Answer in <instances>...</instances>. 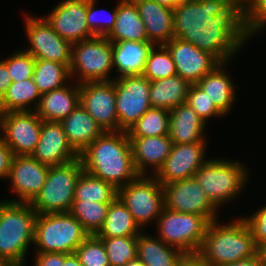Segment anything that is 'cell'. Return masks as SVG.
I'll list each match as a JSON object with an SVG mask.
<instances>
[{"mask_svg":"<svg viewBox=\"0 0 266 266\" xmlns=\"http://www.w3.org/2000/svg\"><path fill=\"white\" fill-rule=\"evenodd\" d=\"M245 3L192 0L173 9L174 37L227 63L251 38L245 24Z\"/></svg>","mask_w":266,"mask_h":266,"instance_id":"6da1fadb","label":"cell"},{"mask_svg":"<svg viewBox=\"0 0 266 266\" xmlns=\"http://www.w3.org/2000/svg\"><path fill=\"white\" fill-rule=\"evenodd\" d=\"M83 170L111 183L116 189L139 176L132 146L125 131H106L79 154Z\"/></svg>","mask_w":266,"mask_h":266,"instance_id":"7a4b0ae2","label":"cell"},{"mask_svg":"<svg viewBox=\"0 0 266 266\" xmlns=\"http://www.w3.org/2000/svg\"><path fill=\"white\" fill-rule=\"evenodd\" d=\"M257 246L243 217L227 225L209 223L198 253L211 266H225L256 255Z\"/></svg>","mask_w":266,"mask_h":266,"instance_id":"3957f363","label":"cell"},{"mask_svg":"<svg viewBox=\"0 0 266 266\" xmlns=\"http://www.w3.org/2000/svg\"><path fill=\"white\" fill-rule=\"evenodd\" d=\"M37 212L30 203L0 200V262L24 266L34 244Z\"/></svg>","mask_w":266,"mask_h":266,"instance_id":"277c9868","label":"cell"},{"mask_svg":"<svg viewBox=\"0 0 266 266\" xmlns=\"http://www.w3.org/2000/svg\"><path fill=\"white\" fill-rule=\"evenodd\" d=\"M89 236L82 224L70 213L38 214L35 224V253H75Z\"/></svg>","mask_w":266,"mask_h":266,"instance_id":"5b68a950","label":"cell"},{"mask_svg":"<svg viewBox=\"0 0 266 266\" xmlns=\"http://www.w3.org/2000/svg\"><path fill=\"white\" fill-rule=\"evenodd\" d=\"M245 168L239 161L210 158L197 170L194 177L218 209L243 191L248 179V169Z\"/></svg>","mask_w":266,"mask_h":266,"instance_id":"8992f818","label":"cell"},{"mask_svg":"<svg viewBox=\"0 0 266 266\" xmlns=\"http://www.w3.org/2000/svg\"><path fill=\"white\" fill-rule=\"evenodd\" d=\"M83 171L80 158L49 167L45 184L30 202L37 214L66 213L71 210L77 181Z\"/></svg>","mask_w":266,"mask_h":266,"instance_id":"52a82bcc","label":"cell"},{"mask_svg":"<svg viewBox=\"0 0 266 266\" xmlns=\"http://www.w3.org/2000/svg\"><path fill=\"white\" fill-rule=\"evenodd\" d=\"M112 45L105 36H95L72 44L70 75H79L77 83L113 81Z\"/></svg>","mask_w":266,"mask_h":266,"instance_id":"ba28073f","label":"cell"},{"mask_svg":"<svg viewBox=\"0 0 266 266\" xmlns=\"http://www.w3.org/2000/svg\"><path fill=\"white\" fill-rule=\"evenodd\" d=\"M209 221L201 215L178 213L164 207L157 220L158 238L185 253H198Z\"/></svg>","mask_w":266,"mask_h":266,"instance_id":"9c48e42d","label":"cell"},{"mask_svg":"<svg viewBox=\"0 0 266 266\" xmlns=\"http://www.w3.org/2000/svg\"><path fill=\"white\" fill-rule=\"evenodd\" d=\"M118 197L128 208L140 228L154 219L157 222L156 220L164 209L162 185L151 174L150 176L139 175L126 186L119 188Z\"/></svg>","mask_w":266,"mask_h":266,"instance_id":"30bf717a","label":"cell"},{"mask_svg":"<svg viewBox=\"0 0 266 266\" xmlns=\"http://www.w3.org/2000/svg\"><path fill=\"white\" fill-rule=\"evenodd\" d=\"M119 131L127 132L152 108L149 99L150 81L143 75L113 78Z\"/></svg>","mask_w":266,"mask_h":266,"instance_id":"8fae6325","label":"cell"},{"mask_svg":"<svg viewBox=\"0 0 266 266\" xmlns=\"http://www.w3.org/2000/svg\"><path fill=\"white\" fill-rule=\"evenodd\" d=\"M25 23L30 47L24 51L35 59L58 62L70 68L72 44L54 31L44 17L27 15Z\"/></svg>","mask_w":266,"mask_h":266,"instance_id":"7c38bea8","label":"cell"},{"mask_svg":"<svg viewBox=\"0 0 266 266\" xmlns=\"http://www.w3.org/2000/svg\"><path fill=\"white\" fill-rule=\"evenodd\" d=\"M42 119L36 111L0 113V129L14 156H31L39 141Z\"/></svg>","mask_w":266,"mask_h":266,"instance_id":"4fadbf2b","label":"cell"},{"mask_svg":"<svg viewBox=\"0 0 266 266\" xmlns=\"http://www.w3.org/2000/svg\"><path fill=\"white\" fill-rule=\"evenodd\" d=\"M164 207L178 213L204 216L209 222L217 219V208L207 198L195 177L162 185Z\"/></svg>","mask_w":266,"mask_h":266,"instance_id":"5bb4252c","label":"cell"},{"mask_svg":"<svg viewBox=\"0 0 266 266\" xmlns=\"http://www.w3.org/2000/svg\"><path fill=\"white\" fill-rule=\"evenodd\" d=\"M80 104L104 132L119 131L114 80L80 84Z\"/></svg>","mask_w":266,"mask_h":266,"instance_id":"9a60e30c","label":"cell"},{"mask_svg":"<svg viewBox=\"0 0 266 266\" xmlns=\"http://www.w3.org/2000/svg\"><path fill=\"white\" fill-rule=\"evenodd\" d=\"M206 142L173 144L169 156L153 176L161 185L194 177L197 170L208 160L204 159Z\"/></svg>","mask_w":266,"mask_h":266,"instance_id":"2e32d148","label":"cell"},{"mask_svg":"<svg viewBox=\"0 0 266 266\" xmlns=\"http://www.w3.org/2000/svg\"><path fill=\"white\" fill-rule=\"evenodd\" d=\"M86 14L87 0H64L44 18L64 40L74 44L95 37Z\"/></svg>","mask_w":266,"mask_h":266,"instance_id":"e0dca14e","label":"cell"},{"mask_svg":"<svg viewBox=\"0 0 266 266\" xmlns=\"http://www.w3.org/2000/svg\"><path fill=\"white\" fill-rule=\"evenodd\" d=\"M165 46L171 53L177 75L190 84H196L220 64L209 52L175 37L166 43Z\"/></svg>","mask_w":266,"mask_h":266,"instance_id":"ac0fdd59","label":"cell"},{"mask_svg":"<svg viewBox=\"0 0 266 266\" xmlns=\"http://www.w3.org/2000/svg\"><path fill=\"white\" fill-rule=\"evenodd\" d=\"M48 171L49 166L41 164L32 156H14L8 179L18 200L8 201L30 203L45 184Z\"/></svg>","mask_w":266,"mask_h":266,"instance_id":"d6986e66","label":"cell"},{"mask_svg":"<svg viewBox=\"0 0 266 266\" xmlns=\"http://www.w3.org/2000/svg\"><path fill=\"white\" fill-rule=\"evenodd\" d=\"M31 156L49 167L79 158V154L69 144L62 124L48 121H42L39 141Z\"/></svg>","mask_w":266,"mask_h":266,"instance_id":"ffe728a7","label":"cell"},{"mask_svg":"<svg viewBox=\"0 0 266 266\" xmlns=\"http://www.w3.org/2000/svg\"><path fill=\"white\" fill-rule=\"evenodd\" d=\"M132 146L134 165L139 175H147L152 166L156 174L171 152L173 142L169 135L128 137Z\"/></svg>","mask_w":266,"mask_h":266,"instance_id":"44dd1931","label":"cell"},{"mask_svg":"<svg viewBox=\"0 0 266 266\" xmlns=\"http://www.w3.org/2000/svg\"><path fill=\"white\" fill-rule=\"evenodd\" d=\"M135 5L144 23L149 42L154 45H165L174 38L173 9L154 0H141Z\"/></svg>","mask_w":266,"mask_h":266,"instance_id":"7402d4cb","label":"cell"},{"mask_svg":"<svg viewBox=\"0 0 266 266\" xmlns=\"http://www.w3.org/2000/svg\"><path fill=\"white\" fill-rule=\"evenodd\" d=\"M113 67L119 75L139 76L145 70L146 60L154 44L149 41H120L111 42Z\"/></svg>","mask_w":266,"mask_h":266,"instance_id":"603a6c76","label":"cell"},{"mask_svg":"<svg viewBox=\"0 0 266 266\" xmlns=\"http://www.w3.org/2000/svg\"><path fill=\"white\" fill-rule=\"evenodd\" d=\"M206 123L187 104H180L170 110L169 138L173 144H190L206 141L204 128Z\"/></svg>","mask_w":266,"mask_h":266,"instance_id":"cb8c5ba5","label":"cell"},{"mask_svg":"<svg viewBox=\"0 0 266 266\" xmlns=\"http://www.w3.org/2000/svg\"><path fill=\"white\" fill-rule=\"evenodd\" d=\"M80 104V85L63 86L41 95L35 110L37 115L48 122H61Z\"/></svg>","mask_w":266,"mask_h":266,"instance_id":"d4e9b609","label":"cell"},{"mask_svg":"<svg viewBox=\"0 0 266 266\" xmlns=\"http://www.w3.org/2000/svg\"><path fill=\"white\" fill-rule=\"evenodd\" d=\"M69 144L80 154L104 131L79 104L61 122Z\"/></svg>","mask_w":266,"mask_h":266,"instance_id":"484cf974","label":"cell"},{"mask_svg":"<svg viewBox=\"0 0 266 266\" xmlns=\"http://www.w3.org/2000/svg\"><path fill=\"white\" fill-rule=\"evenodd\" d=\"M226 64H218L211 72L196 83L213 100L216 108L223 115L229 113L236 99L234 82L223 70Z\"/></svg>","mask_w":266,"mask_h":266,"instance_id":"4316f807","label":"cell"},{"mask_svg":"<svg viewBox=\"0 0 266 266\" xmlns=\"http://www.w3.org/2000/svg\"><path fill=\"white\" fill-rule=\"evenodd\" d=\"M190 83L179 75L150 82L149 99L152 108L171 110L185 103Z\"/></svg>","mask_w":266,"mask_h":266,"instance_id":"83f0119b","label":"cell"},{"mask_svg":"<svg viewBox=\"0 0 266 266\" xmlns=\"http://www.w3.org/2000/svg\"><path fill=\"white\" fill-rule=\"evenodd\" d=\"M105 37L111 42L149 41L135 4L117 3L116 21Z\"/></svg>","mask_w":266,"mask_h":266,"instance_id":"f1b7e54d","label":"cell"},{"mask_svg":"<svg viewBox=\"0 0 266 266\" xmlns=\"http://www.w3.org/2000/svg\"><path fill=\"white\" fill-rule=\"evenodd\" d=\"M137 258L145 266H177L183 252L176 247L167 245L158 237L138 235Z\"/></svg>","mask_w":266,"mask_h":266,"instance_id":"f546056e","label":"cell"},{"mask_svg":"<svg viewBox=\"0 0 266 266\" xmlns=\"http://www.w3.org/2000/svg\"><path fill=\"white\" fill-rule=\"evenodd\" d=\"M140 233V227L134 217L120 198L117 197L110 203L105 222L96 236L98 238H113L138 236Z\"/></svg>","mask_w":266,"mask_h":266,"instance_id":"4dcf8cb0","label":"cell"},{"mask_svg":"<svg viewBox=\"0 0 266 266\" xmlns=\"http://www.w3.org/2000/svg\"><path fill=\"white\" fill-rule=\"evenodd\" d=\"M39 92L33 78L12 82L0 99V113L10 111H35L40 103ZM31 102H35L31 109ZM30 105V106H29Z\"/></svg>","mask_w":266,"mask_h":266,"instance_id":"1f68e13d","label":"cell"},{"mask_svg":"<svg viewBox=\"0 0 266 266\" xmlns=\"http://www.w3.org/2000/svg\"><path fill=\"white\" fill-rule=\"evenodd\" d=\"M70 68L58 62L36 59L33 80L39 92L45 94L54 89L69 85Z\"/></svg>","mask_w":266,"mask_h":266,"instance_id":"d6a6232c","label":"cell"},{"mask_svg":"<svg viewBox=\"0 0 266 266\" xmlns=\"http://www.w3.org/2000/svg\"><path fill=\"white\" fill-rule=\"evenodd\" d=\"M118 197V189L86 171H82L74 191V200L112 203Z\"/></svg>","mask_w":266,"mask_h":266,"instance_id":"836d02e7","label":"cell"},{"mask_svg":"<svg viewBox=\"0 0 266 266\" xmlns=\"http://www.w3.org/2000/svg\"><path fill=\"white\" fill-rule=\"evenodd\" d=\"M110 203L74 200L69 211L89 233L96 235L102 228Z\"/></svg>","mask_w":266,"mask_h":266,"instance_id":"e575fe53","label":"cell"},{"mask_svg":"<svg viewBox=\"0 0 266 266\" xmlns=\"http://www.w3.org/2000/svg\"><path fill=\"white\" fill-rule=\"evenodd\" d=\"M170 111L163 108H150L127 131L128 137H150L169 135Z\"/></svg>","mask_w":266,"mask_h":266,"instance_id":"d590c367","label":"cell"},{"mask_svg":"<svg viewBox=\"0 0 266 266\" xmlns=\"http://www.w3.org/2000/svg\"><path fill=\"white\" fill-rule=\"evenodd\" d=\"M156 46L154 45L149 52L145 70L142 74L150 82L177 75L174 61L167 47L158 45V48H155Z\"/></svg>","mask_w":266,"mask_h":266,"instance_id":"8d00e7d4","label":"cell"},{"mask_svg":"<svg viewBox=\"0 0 266 266\" xmlns=\"http://www.w3.org/2000/svg\"><path fill=\"white\" fill-rule=\"evenodd\" d=\"M102 240L111 266H125L137 258L138 236L99 238Z\"/></svg>","mask_w":266,"mask_h":266,"instance_id":"74e56055","label":"cell"},{"mask_svg":"<svg viewBox=\"0 0 266 266\" xmlns=\"http://www.w3.org/2000/svg\"><path fill=\"white\" fill-rule=\"evenodd\" d=\"M75 254L82 266H111L101 239L89 235L76 249Z\"/></svg>","mask_w":266,"mask_h":266,"instance_id":"f35d334b","label":"cell"},{"mask_svg":"<svg viewBox=\"0 0 266 266\" xmlns=\"http://www.w3.org/2000/svg\"><path fill=\"white\" fill-rule=\"evenodd\" d=\"M12 82H19L33 78L36 59L26 51H18L3 60Z\"/></svg>","mask_w":266,"mask_h":266,"instance_id":"ab89813d","label":"cell"},{"mask_svg":"<svg viewBox=\"0 0 266 266\" xmlns=\"http://www.w3.org/2000/svg\"><path fill=\"white\" fill-rule=\"evenodd\" d=\"M186 102L205 123L212 117L224 116L207 93L196 84L190 85Z\"/></svg>","mask_w":266,"mask_h":266,"instance_id":"60d3db41","label":"cell"},{"mask_svg":"<svg viewBox=\"0 0 266 266\" xmlns=\"http://www.w3.org/2000/svg\"><path fill=\"white\" fill-rule=\"evenodd\" d=\"M244 10L247 31L253 37L266 27V0H246Z\"/></svg>","mask_w":266,"mask_h":266,"instance_id":"b9f144b4","label":"cell"},{"mask_svg":"<svg viewBox=\"0 0 266 266\" xmlns=\"http://www.w3.org/2000/svg\"><path fill=\"white\" fill-rule=\"evenodd\" d=\"M96 1L97 0H87V14H86L87 24L90 31L95 36H106L113 29L114 23L116 21L117 6L114 8L113 12L110 13L108 20L106 19L104 21H100L97 18L98 17L97 14L100 13L101 10L95 8L96 7L95 4H97Z\"/></svg>","mask_w":266,"mask_h":266,"instance_id":"7bdbcfd3","label":"cell"},{"mask_svg":"<svg viewBox=\"0 0 266 266\" xmlns=\"http://www.w3.org/2000/svg\"><path fill=\"white\" fill-rule=\"evenodd\" d=\"M243 219L252 233L256 246L266 242V205Z\"/></svg>","mask_w":266,"mask_h":266,"instance_id":"ee69618b","label":"cell"},{"mask_svg":"<svg viewBox=\"0 0 266 266\" xmlns=\"http://www.w3.org/2000/svg\"><path fill=\"white\" fill-rule=\"evenodd\" d=\"M14 154L10 147L5 143L3 136L0 137V179L7 178L10 173L11 163Z\"/></svg>","mask_w":266,"mask_h":266,"instance_id":"f6af8a7d","label":"cell"},{"mask_svg":"<svg viewBox=\"0 0 266 266\" xmlns=\"http://www.w3.org/2000/svg\"><path fill=\"white\" fill-rule=\"evenodd\" d=\"M34 266H63L65 253H36Z\"/></svg>","mask_w":266,"mask_h":266,"instance_id":"bcb514c9","label":"cell"},{"mask_svg":"<svg viewBox=\"0 0 266 266\" xmlns=\"http://www.w3.org/2000/svg\"><path fill=\"white\" fill-rule=\"evenodd\" d=\"M177 266H211L199 253H185Z\"/></svg>","mask_w":266,"mask_h":266,"instance_id":"7dc6e473","label":"cell"},{"mask_svg":"<svg viewBox=\"0 0 266 266\" xmlns=\"http://www.w3.org/2000/svg\"><path fill=\"white\" fill-rule=\"evenodd\" d=\"M11 84L12 81L7 70V64L4 61H0V99Z\"/></svg>","mask_w":266,"mask_h":266,"instance_id":"c3c4849f","label":"cell"},{"mask_svg":"<svg viewBox=\"0 0 266 266\" xmlns=\"http://www.w3.org/2000/svg\"><path fill=\"white\" fill-rule=\"evenodd\" d=\"M225 266H262L260 263V260L257 256V254L253 257L247 258V259H243L237 262H234L232 264H228Z\"/></svg>","mask_w":266,"mask_h":266,"instance_id":"681fc988","label":"cell"},{"mask_svg":"<svg viewBox=\"0 0 266 266\" xmlns=\"http://www.w3.org/2000/svg\"><path fill=\"white\" fill-rule=\"evenodd\" d=\"M256 254L262 266H266V242L257 245Z\"/></svg>","mask_w":266,"mask_h":266,"instance_id":"f907efd6","label":"cell"},{"mask_svg":"<svg viewBox=\"0 0 266 266\" xmlns=\"http://www.w3.org/2000/svg\"><path fill=\"white\" fill-rule=\"evenodd\" d=\"M63 266H82L80 259L75 253L65 254V263Z\"/></svg>","mask_w":266,"mask_h":266,"instance_id":"816d5d0a","label":"cell"},{"mask_svg":"<svg viewBox=\"0 0 266 266\" xmlns=\"http://www.w3.org/2000/svg\"><path fill=\"white\" fill-rule=\"evenodd\" d=\"M156 2H158L161 5L167 6L171 9L175 8V0H154Z\"/></svg>","mask_w":266,"mask_h":266,"instance_id":"f5cc1de1","label":"cell"},{"mask_svg":"<svg viewBox=\"0 0 266 266\" xmlns=\"http://www.w3.org/2000/svg\"><path fill=\"white\" fill-rule=\"evenodd\" d=\"M125 266H145L138 258L130 260Z\"/></svg>","mask_w":266,"mask_h":266,"instance_id":"db71d44e","label":"cell"},{"mask_svg":"<svg viewBox=\"0 0 266 266\" xmlns=\"http://www.w3.org/2000/svg\"><path fill=\"white\" fill-rule=\"evenodd\" d=\"M141 0H119V3H128V4H136L140 2Z\"/></svg>","mask_w":266,"mask_h":266,"instance_id":"11a10c76","label":"cell"},{"mask_svg":"<svg viewBox=\"0 0 266 266\" xmlns=\"http://www.w3.org/2000/svg\"><path fill=\"white\" fill-rule=\"evenodd\" d=\"M192 0H175V7L178 5V4H182V3H186V2H190Z\"/></svg>","mask_w":266,"mask_h":266,"instance_id":"9f6ffc18","label":"cell"},{"mask_svg":"<svg viewBox=\"0 0 266 266\" xmlns=\"http://www.w3.org/2000/svg\"><path fill=\"white\" fill-rule=\"evenodd\" d=\"M0 266H21V265H18V264H15V263H1L0 262Z\"/></svg>","mask_w":266,"mask_h":266,"instance_id":"6f0895ef","label":"cell"},{"mask_svg":"<svg viewBox=\"0 0 266 266\" xmlns=\"http://www.w3.org/2000/svg\"><path fill=\"white\" fill-rule=\"evenodd\" d=\"M233 3H246V0H231Z\"/></svg>","mask_w":266,"mask_h":266,"instance_id":"680465c9","label":"cell"}]
</instances>
